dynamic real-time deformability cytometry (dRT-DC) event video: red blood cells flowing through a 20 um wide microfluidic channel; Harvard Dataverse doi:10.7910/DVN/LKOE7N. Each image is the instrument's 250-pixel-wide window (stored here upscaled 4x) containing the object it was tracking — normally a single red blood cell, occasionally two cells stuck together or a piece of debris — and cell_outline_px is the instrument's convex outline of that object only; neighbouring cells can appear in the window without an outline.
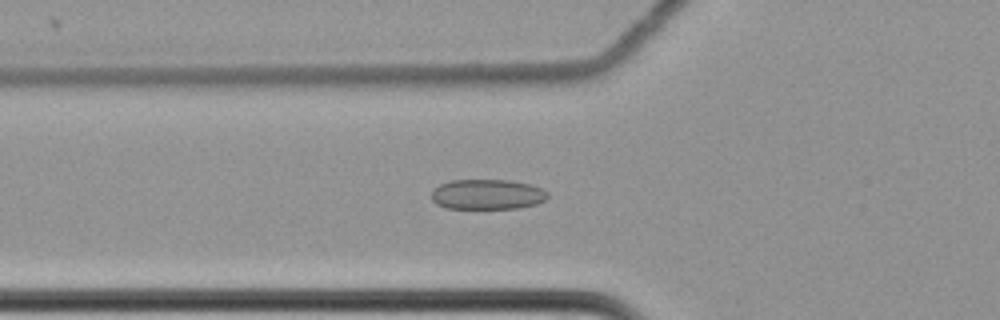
{"species": "common noctule bat (a hibernating species)", "species_latin": "Nyctalus noctula", "temperature_condition": "cold", "stored_images_in_passage": 51, "camera_frame_rate_fps": 3000, "um_per_image_px": 0.085, "animal": {"sex": "female", "body_mass_g": 22.7, "forearm_length_mm": 54.2}, "frame": {"image": 1, "passage_image": 13, "time_ms": 4.0, "image_size_px": [1000, 320], "cell_outline_px": [[548, 196], [544, 200], [536, 204], [516, 208], [448, 208], [436, 204], [432, 200], [432, 192], [440, 184], [452, 180], [508, 180], [528, 184], [540, 188], [548, 192]], "centroid_in_image_um": [41.41, 16.52], "position_along_channel_um": 84.4, "area_um2": 20.17}}
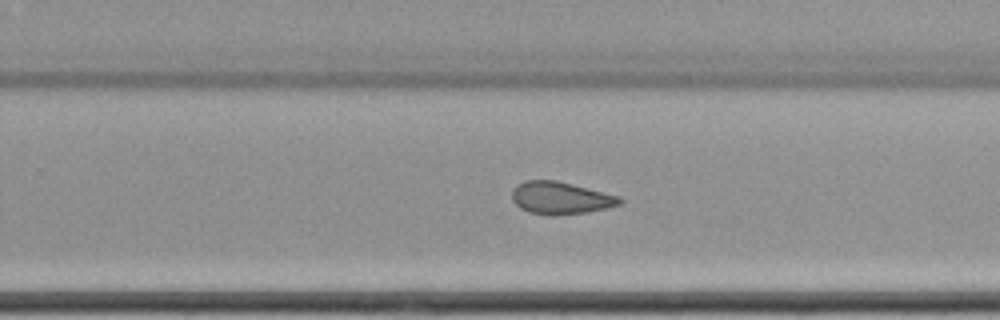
{"frame": {"image": 2, "passage_image": 30, "time_ms": 9.667, "image_size_px": [1000, 320], "cell_outline_px": [[624, 200], [620, 204], [588, 212], [552, 216], [548, 216], [528, 212], [520, 208], [512, 200], [512, 192], [524, 180], [556, 180], [620, 196]], "centroid_in_image_um": [47.65, 16.84], "position_along_channel_um": 282.2, "area_um2": 20.29}}
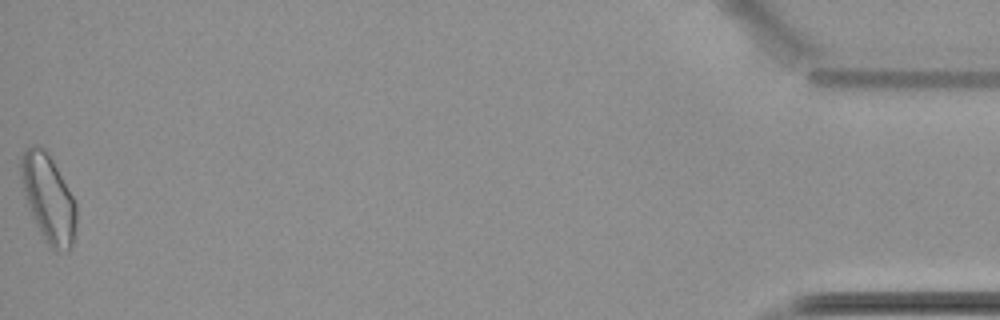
{"frame": {"image": 3, "passage_image": 51, "time_ms": 16.667, "image_size_px": [1000, 320], "cell_outline_px": [[76, 224], [72, 244], [68, 248], [56, 252], [44, 240], [32, 216], [24, 192], [20, 176], [20, 156], [32, 144], [36, 144], [44, 148], [48, 152], [72, 196], [76, 204]], "centroid_in_image_um": [4.09, 16.83], "position_along_channel_um": 431.1, "area_um2": 27.86}, "authors_computed_cell_mechanics": {"area_um2": 20.8658, "velocity_mm_per_s": 3.4946, "shape_relaxation_time_tau1_ms": null, "shape_relaxation_time_tau2_ms": 2.5789, "deformation_change_tau1": null, "deformation_change_tau2": 0.0731}}